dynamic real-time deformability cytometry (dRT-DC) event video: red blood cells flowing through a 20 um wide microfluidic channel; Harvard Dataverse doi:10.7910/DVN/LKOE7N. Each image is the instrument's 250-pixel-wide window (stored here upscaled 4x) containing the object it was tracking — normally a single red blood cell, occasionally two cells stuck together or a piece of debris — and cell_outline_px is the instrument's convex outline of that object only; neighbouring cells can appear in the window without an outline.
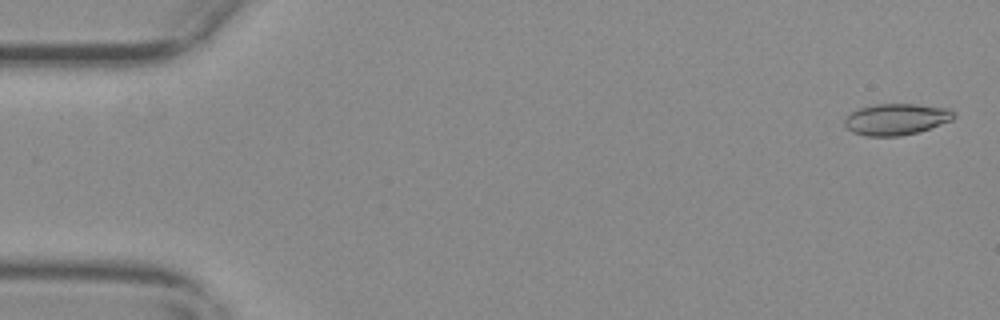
{"species": "common noctule bat (a hibernating species)", "species_latin": "Nyctalus noctula", "temperature_condition": "warm", "stored_images_in_passage": 51, "camera_frame_rate_fps": 3000, "um_per_image_px": 0.085, "animal": {"sex": "female", "body_mass_g": 29.2, "forearm_length_mm": 56.3}, "frame": {"image": 1, "passage_image": 2, "time_ms": 0.333, "image_size_px": [1000, 320], "cell_outline_px": [[956, 116], [952, 120], [920, 132], [900, 136], [864, 136], [852, 132], [844, 124], [844, 120], [852, 112], [860, 108], [872, 104], [916, 104], [948, 108]], "centroid_in_image_um": [76.18, 10.14], "position_along_channel_um": 8.8, "area_um2": 20.0}}
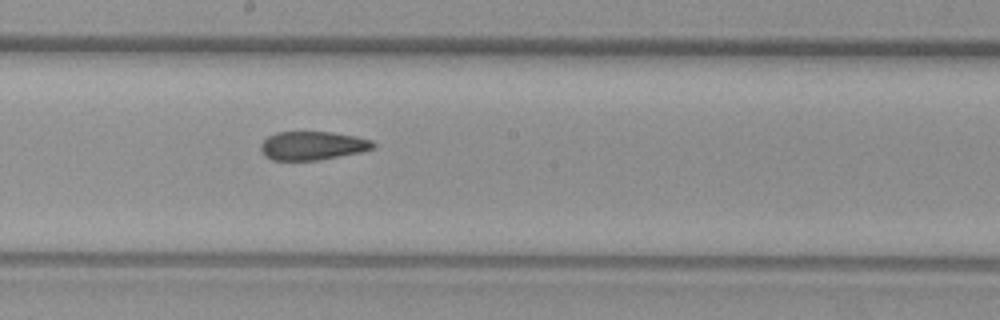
{"frame": {"image": 2, "passage_image": 31, "time_ms": 10.0, "image_size_px": [1000, 320], "cell_outline_px": [[376, 148], [360, 152], [320, 160], [272, 160], [264, 156], [260, 148], [260, 144], [268, 136], [276, 132], [332, 132], [356, 136], [372, 140], [376, 144]], "centroid_in_image_um": [26.58, 12.38], "position_along_channel_um": 221.6, "area_um2": 18.9}}
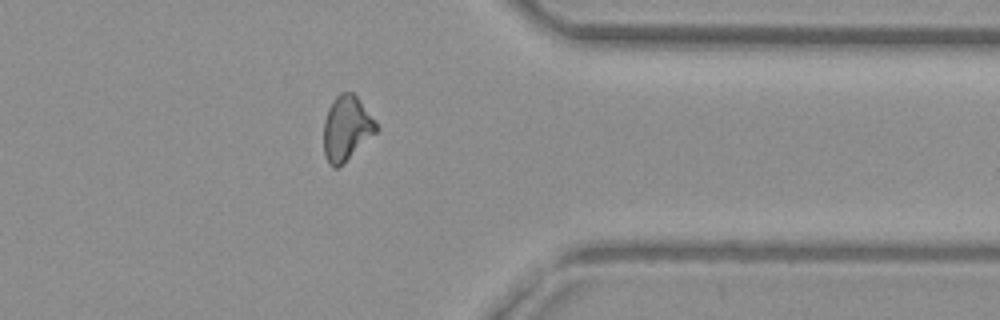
{"frame": {"image": 3, "passage_image": 45, "time_ms": 14.667, "image_size_px": [1000, 320], "cell_outline_px": [[376, 132], [344, 164], [336, 168], [332, 168], [328, 164], [324, 156], [324, 120], [328, 108], [332, 100], [340, 92], [352, 92], [356, 96], [376, 120]], "centroid_in_image_um": [29.43, 10.92], "position_along_channel_um": 382.0, "area_um2": 19.94}, "authors_computed_cell_mechanics": {"area_um2": 19.7098, "velocity_mm_per_s": 3.6883, "shape_relaxation_time_tau1_ms": null, "shape_relaxation_time_tau2_ms": 2.5509, "deformation_change_tau1": null, "deformation_change_tau2": 0.0892}}